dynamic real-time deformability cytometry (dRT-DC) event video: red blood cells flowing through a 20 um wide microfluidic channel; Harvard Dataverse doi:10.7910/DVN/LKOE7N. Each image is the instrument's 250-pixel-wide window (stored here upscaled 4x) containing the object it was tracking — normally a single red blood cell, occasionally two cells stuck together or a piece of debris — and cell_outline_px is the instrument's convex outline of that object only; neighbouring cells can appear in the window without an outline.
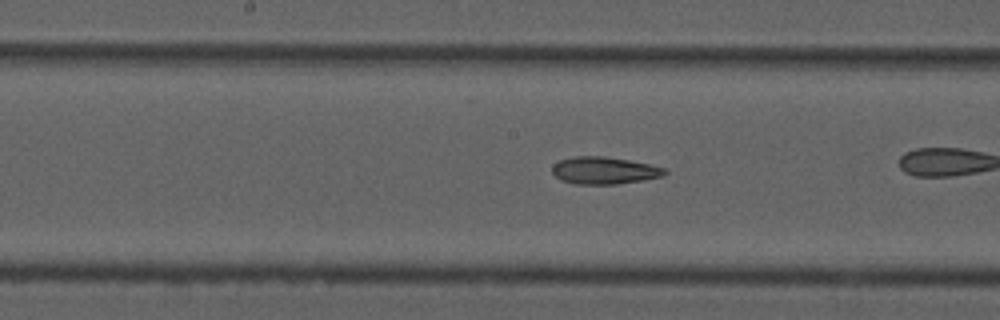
{"species": "common noctule bat (a hibernating species)", "species_latin": "Nyctalus noctula", "temperature_condition": "cold", "stored_images_in_passage": 25, "camera_frame_rate_fps": 3000, "um_per_image_px": 0.085, "animal": {"sex": "male", "forearm_length_mm": 52.5}, "frame": {"image": 1, "passage_image": 10, "time_ms": 3.0, "image_size_px": [1000, 320], "cell_outline_px": [[668, 172], [664, 176], [616, 184], [576, 184], [560, 180], [552, 172], [552, 164], [560, 160], [576, 156], [604, 156], [628, 160], [648, 164], [664, 168]], "centroid_in_image_um": [51.33, 14.49], "position_along_channel_um": 196.9, "area_um2": 17.74}}
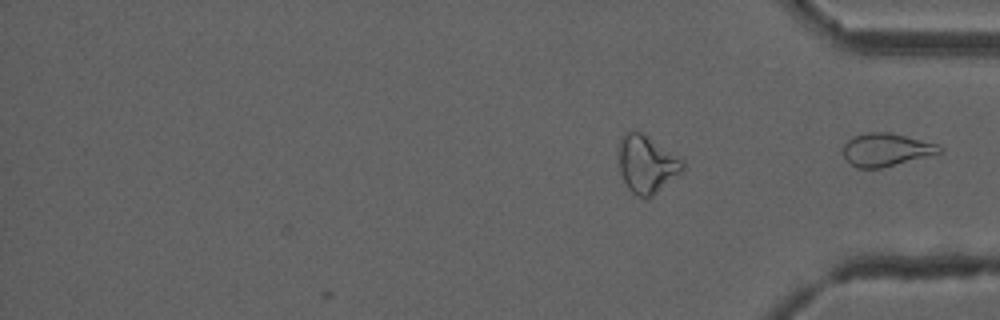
{"frame": {"image": 2, "passage_image": 25, "time_ms": 8.0, "image_size_px": [1000, 320], "cell_outline_px": [[944, 148], [940, 152], [880, 168], [856, 168], [844, 156], [844, 144], [848, 140], [856, 136], [868, 132], [888, 132], [936, 144]], "centroid_in_image_um": [75.28, 12.72], "position_along_channel_um": 359.9, "area_um2": 17.8}}